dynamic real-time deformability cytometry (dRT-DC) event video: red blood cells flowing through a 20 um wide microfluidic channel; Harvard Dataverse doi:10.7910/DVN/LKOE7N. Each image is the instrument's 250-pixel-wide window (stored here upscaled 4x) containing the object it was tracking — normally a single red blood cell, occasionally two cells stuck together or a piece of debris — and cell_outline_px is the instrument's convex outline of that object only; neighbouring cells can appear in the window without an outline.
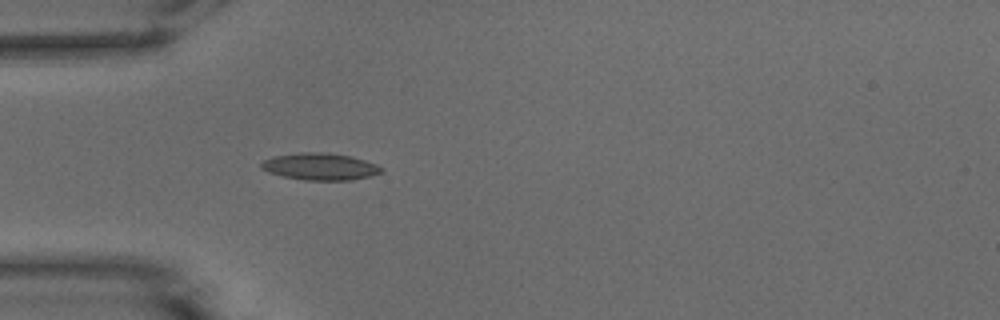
{"species": "common noctule bat (a hibernating species)", "species_latin": "Nyctalus noctula", "temperature_condition": "warm", "stored_images_in_passage": 37, "camera_frame_rate_fps": 3000, "um_per_image_px": 0.085, "animal": {"sex": "male", "body_mass_g": 15.6}, "frame": {"image": 1, "passage_image": 1, "time_ms": 0.0, "image_size_px": [1000, 320], "cell_outline_px": [[384, 172], [352, 180], [304, 180], [284, 176], [268, 172], [260, 168], [260, 164], [264, 160], [272, 156], [300, 152], [328, 152], [352, 156], [376, 164], [384, 168]], "centroid_in_image_um": [27.21, 14.15], "position_along_channel_um": 57.8, "area_um2": 19.02}}
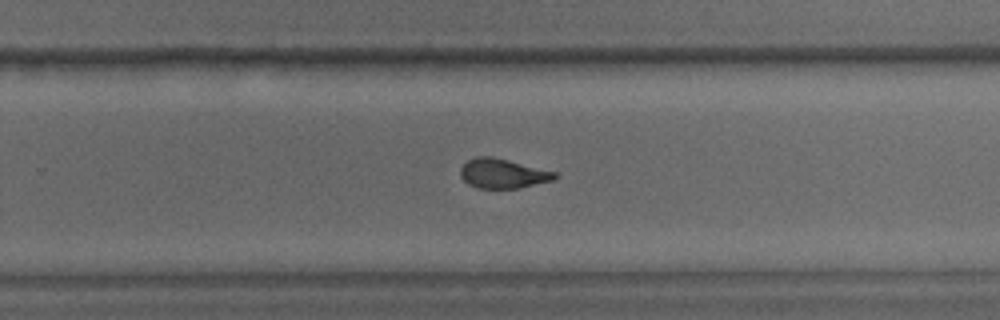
{"frame": {"image": 2, "passage_image": 19, "time_ms": 6.0, "image_size_px": [1000, 320], "cell_outline_px": [[560, 176], [552, 180], [520, 188], [476, 188], [468, 184], [460, 176], [460, 168], [468, 160], [476, 156], [492, 156], [556, 172]], "centroid_in_image_um": [42.72, 14.75], "position_along_channel_um": 287.1, "area_um2": 16.24}}
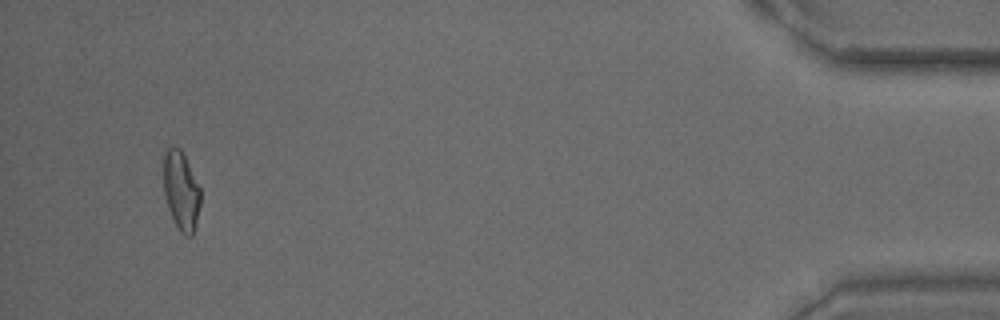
{"frame": {"image": 3, "passage_image": 35, "time_ms": 11.333, "image_size_px": [1000, 320], "cell_outline_px": [[200, 204], [192, 236], [184, 236], [180, 232], [172, 220], [168, 208], [164, 192], [164, 148], [172, 144], [180, 148], [200, 188]], "centroid_in_image_um": [15.37, 16.2], "position_along_channel_um": 419.8, "area_um2": 16.99}, "authors_computed_cell_mechanics": {"area_um2": 16.9354, "velocity_mm_per_s": 3.878, "shape_relaxation_time_tau1_ms": 4.947, "shape_relaxation_time_tau2_ms": 2.1306, "deformation_change_tau1": 0.1708, "deformation_change_tau2": 0.0878}}